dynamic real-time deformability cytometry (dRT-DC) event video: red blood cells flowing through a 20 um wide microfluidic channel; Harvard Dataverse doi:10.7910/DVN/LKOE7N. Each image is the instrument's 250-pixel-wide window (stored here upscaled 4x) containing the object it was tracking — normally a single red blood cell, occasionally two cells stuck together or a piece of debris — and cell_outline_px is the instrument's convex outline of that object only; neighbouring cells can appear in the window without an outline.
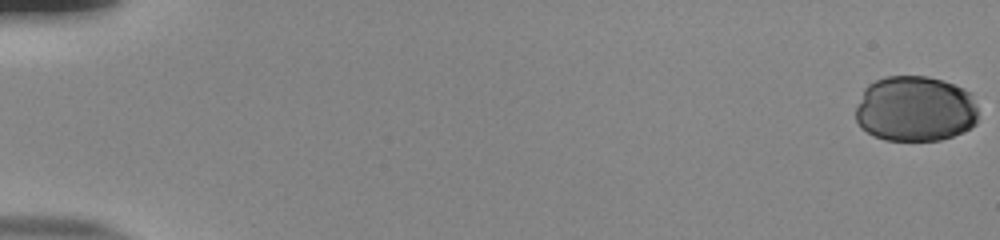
{"species": "human", "species_latin": "Homo sapiens", "temperature_condition": "room temperature", "stored_images_in_passage": 55, "camera_frame_rate_fps": 3000, "um_per_image_px": 0.085, "donor": {"sex": "male"}, "frame": {"image": 1, "passage_image": 1, "time_ms": 0.0, "image_size_px": [1000, 240], "cell_outline_px": [[976, 124], [952, 136], [940, 140], [884, 140], [860, 128], [856, 120], [856, 108], [864, 88], [868, 84], [884, 76], [928, 76], [964, 88], [968, 92], [976, 104]], "centroid_in_image_um": [77.75, 9.25], "position_along_channel_um": 7.2, "area_um2": 46.82}}
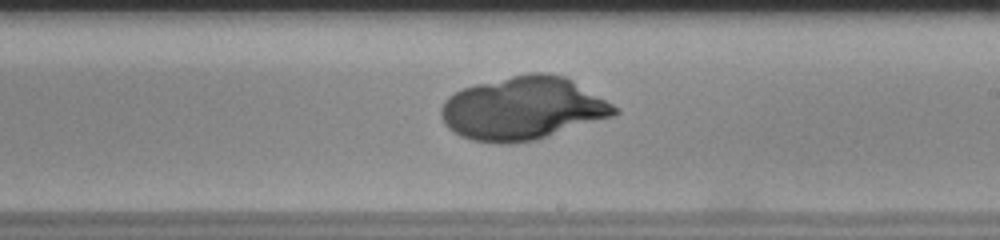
{"frame": {"image": 2, "passage_image": 34, "time_ms": 11.0, "image_size_px": [1000, 240], "cell_outline_px": [[620, 112], [612, 116], [536, 140], [512, 144], [496, 144], [472, 140], [460, 136], [452, 132], [444, 124], [440, 116], [440, 108], [444, 100], [448, 96], [464, 88], [476, 84], [512, 76], [532, 72], [548, 72], [564, 76], [572, 80], [612, 104]], "centroid_in_image_um": [44.39, 9.23], "position_along_channel_um": 244.6, "area_um2": 63.7}}
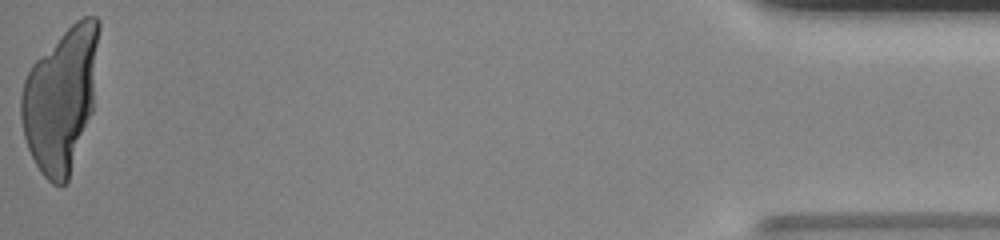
{"frame": {"image": 3, "passage_image": 55, "time_ms": 18.0, "image_size_px": [1000, 240], "cell_outline_px": [[100, 28], [92, 112], [68, 180], [60, 188], [52, 184], [40, 172], [28, 148], [24, 136], [20, 116], [20, 96], [24, 80], [32, 64], [76, 20], [84, 16], [96, 16], [100, 20]], "centroid_in_image_um": [5.17, 8.44], "position_along_channel_um": 430.0, "area_um2": 64.79}}